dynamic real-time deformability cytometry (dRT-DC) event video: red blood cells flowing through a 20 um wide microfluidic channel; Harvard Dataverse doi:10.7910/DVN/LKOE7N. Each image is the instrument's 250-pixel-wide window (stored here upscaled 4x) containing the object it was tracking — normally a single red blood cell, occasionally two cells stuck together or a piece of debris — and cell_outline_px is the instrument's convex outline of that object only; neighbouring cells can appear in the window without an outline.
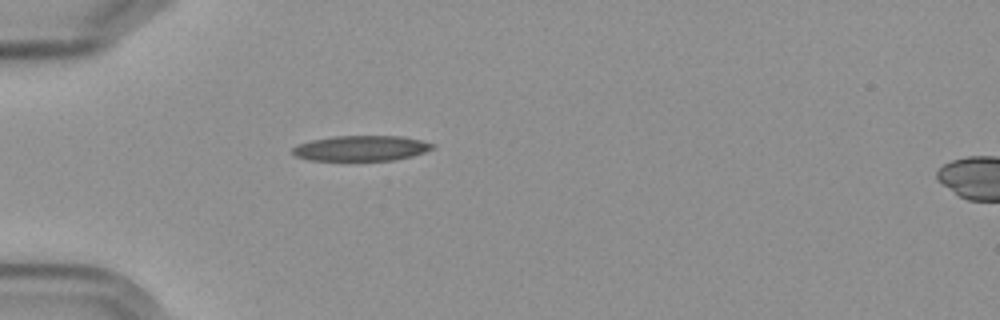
{"species": "Egyptian fruit bat (a non-hibernating species)", "species_latin": "Rousettus aegyptiacus", "temperature_condition": "cold", "stored_images_in_passage": 4, "camera_frame_rate_fps": 3000, "um_per_image_px": 0.085, "frame": {"image": 1, "passage_image": 3, "time_ms": 2.333, "image_size_px": [1000, 320], "cell_outline_px": [[436, 144], [432, 148], [424, 152], [412, 156], [392, 160], [312, 160], [296, 156], [292, 152], [292, 148], [296, 144], [312, 140], [332, 136], [404, 136]], "centroid_in_image_um": [30.69, 12.59], "position_along_channel_um": 54.3, "area_um2": 20.58}}